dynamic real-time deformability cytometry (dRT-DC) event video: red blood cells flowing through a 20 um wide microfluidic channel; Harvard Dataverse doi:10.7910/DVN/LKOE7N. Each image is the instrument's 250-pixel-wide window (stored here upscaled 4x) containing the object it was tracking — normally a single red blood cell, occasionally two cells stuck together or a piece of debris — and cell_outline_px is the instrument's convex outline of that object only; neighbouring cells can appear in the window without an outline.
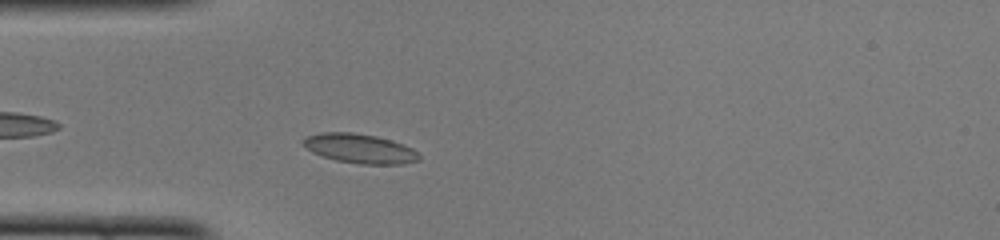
{"species": "common noctule bat (a hibernating species)", "species_latin": "Nyctalus noctula", "temperature_condition": "cold", "stored_images_in_passage": 42, "camera_frame_rate_fps": 3000, "um_per_image_px": 0.085, "animal": {"sex": "female", "body_mass_g": 22.0, "forearm_length_mm": 56.7}, "frame": {"image": 1, "passage_image": 7, "time_ms": 2.0, "image_size_px": [1000, 240], "cell_outline_px": [[420, 160], [404, 164], [360, 164], [336, 160], [312, 152], [300, 144], [300, 140], [308, 136], [320, 132], [352, 132], [376, 136], [392, 140], [404, 144], [412, 148], [420, 156]], "centroid_in_image_um": [30.56, 12.62], "position_along_channel_um": 54.4, "area_um2": 20.0}}
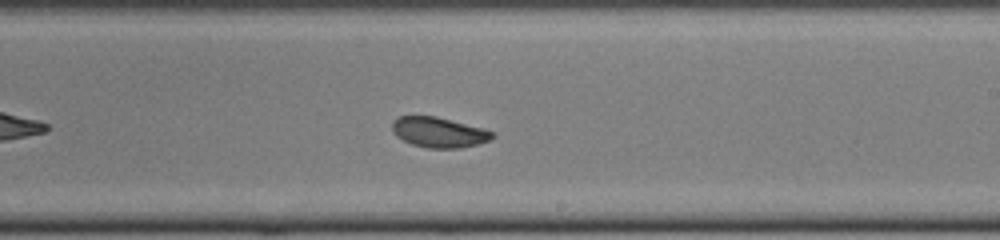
{"frame": {"image": 2, "passage_image": 22, "time_ms": 7.0, "image_size_px": [1000, 240], "cell_outline_px": [[496, 136], [488, 140], [476, 144], [460, 148], [428, 148], [412, 144], [396, 136], [392, 132], [392, 120], [400, 116], [436, 116], [484, 128], [492, 132]], "centroid_in_image_um": [37.28, 11.24], "position_along_channel_um": 251.7, "area_um2": 17.63}}
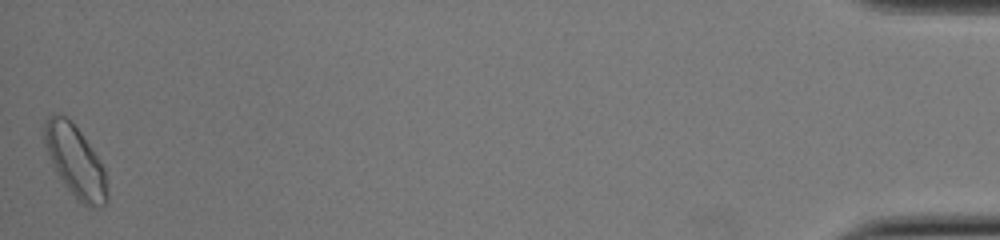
{"frame": {"image": 3, "passage_image": 42, "time_ms": 13.667, "image_size_px": [1000, 240], "cell_outline_px": [[108, 200], [100, 208], [88, 208], [76, 200], [64, 184], [44, 144], [44, 124], [52, 112], [64, 116], [80, 132], [104, 168], [108, 196]], "centroid_in_image_um": [6.42, 13.77], "position_along_channel_um": 428.8, "area_um2": 25.55}, "authors_computed_cell_mechanics": {"area_um2": 18.6405, "velocity_mm_per_s": 4.0602, "shape_relaxation_time_tau1_ms": 3.9954, "shape_relaxation_time_tau2_ms": 1.5852, "deformation_change_tau1": 0.1005, "deformation_change_tau2": 0.0473}}